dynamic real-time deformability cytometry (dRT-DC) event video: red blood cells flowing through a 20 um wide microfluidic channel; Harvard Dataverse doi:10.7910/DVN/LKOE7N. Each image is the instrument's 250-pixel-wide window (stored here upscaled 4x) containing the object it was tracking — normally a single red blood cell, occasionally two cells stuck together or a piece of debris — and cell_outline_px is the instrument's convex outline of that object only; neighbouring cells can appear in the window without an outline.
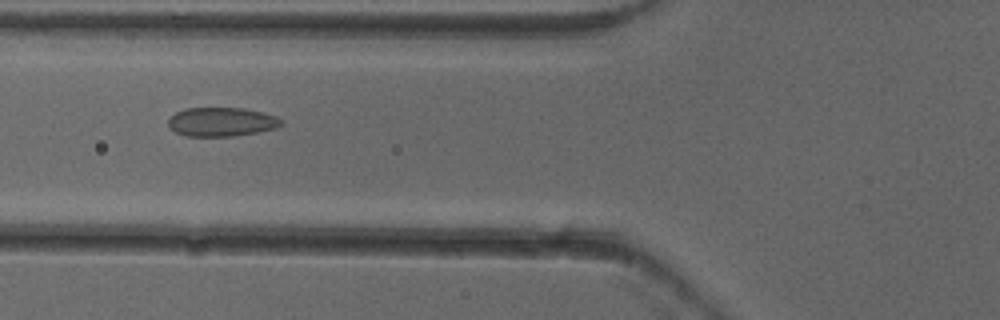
{"species": "common noctule bat (a hibernating species)", "species_latin": "Nyctalus noctula", "temperature_condition": "cold", "stored_images_in_passage": 7, "camera_frame_rate_fps": 3000, "um_per_image_px": 0.085, "animal": {"sex": "female"}, "frame": {"image": 1, "passage_image": 5, "time_ms": 1.333, "image_size_px": [1000, 320], "cell_outline_px": [[284, 124], [276, 128], [236, 136], [188, 136], [176, 132], [168, 124], [168, 120], [176, 112], [184, 108], [244, 108], [264, 112], [276, 116]], "centroid_in_image_um": [18.85, 10.35], "position_along_channel_um": 106.9, "area_um2": 19.02}}
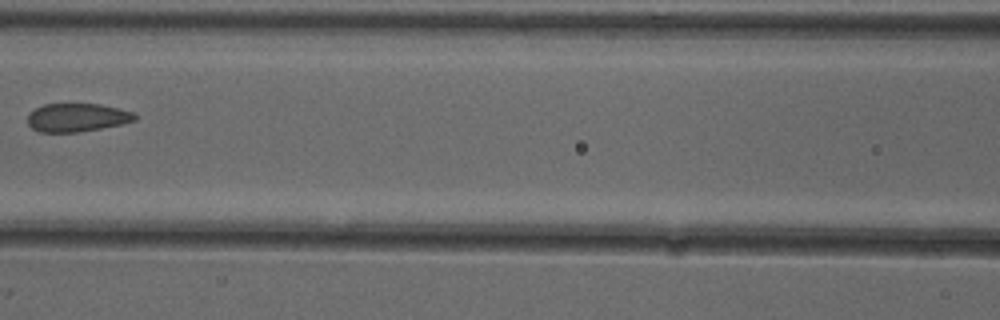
{"frame": {"image": 2, "passage_image": 6, "time_ms": 1.667, "image_size_px": [1000, 320], "cell_outline_px": [[136, 120], [120, 124], [100, 128], [76, 132], [40, 132], [32, 128], [28, 124], [28, 112], [44, 104], [100, 104], [120, 108], [132, 112], [136, 116]], "centroid_in_image_um": [6.52, 9.98], "position_along_channel_um": 160.1, "area_um2": 17.63}}
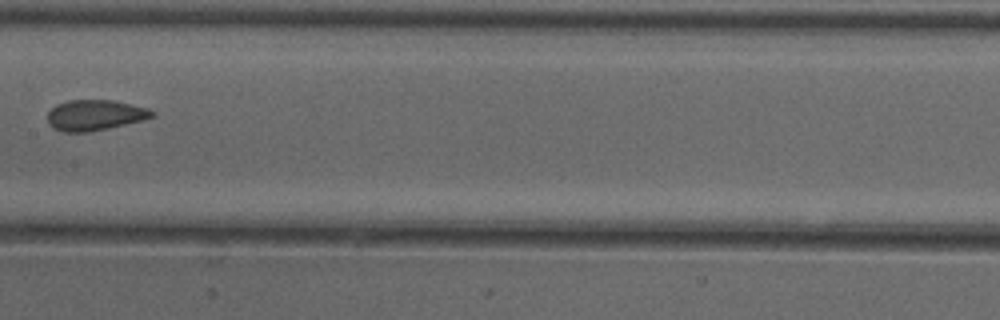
{"frame": {"image": 3, "passage_image": 7, "time_ms": 2.0, "image_size_px": [1000, 320], "cell_outline_px": [[156, 116], [144, 120], [108, 128], [88, 132], [64, 132], [48, 124], [48, 112], [56, 104], [68, 100], [112, 100], [148, 108], [156, 112]], "centroid_in_image_um": [8.1, 9.78], "position_along_channel_um": 199.3, "area_um2": 18.67}}